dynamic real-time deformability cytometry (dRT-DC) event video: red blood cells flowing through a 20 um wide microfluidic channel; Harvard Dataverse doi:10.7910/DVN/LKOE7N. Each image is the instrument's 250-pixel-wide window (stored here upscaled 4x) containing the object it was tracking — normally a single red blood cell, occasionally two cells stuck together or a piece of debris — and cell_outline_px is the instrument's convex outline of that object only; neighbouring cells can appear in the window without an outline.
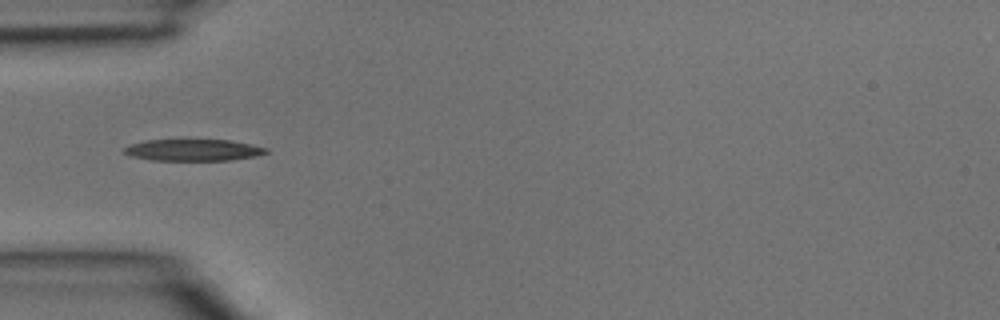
{"species": "common noctule bat (a hibernating species)", "species_latin": "Nyctalus noctula", "temperature_condition": "room temperature", "stored_images_in_passage": 3, "camera_frame_rate_fps": 3000, "um_per_image_px": 0.085, "animal": {"sex": "male", "body_mass_g": 15.6}, "frame": {"image": 1, "passage_image": 3, "time_ms": 0.667, "image_size_px": [1000, 320], "cell_outline_px": [[268, 152], [256, 156], [228, 160], [152, 160], [132, 156], [124, 152], [124, 148], [128, 144], [144, 140], [184, 136], [228, 140], [268, 148]], "centroid_in_image_um": [16.35, 12.69], "position_along_channel_um": 68.7, "area_um2": 18.9}}